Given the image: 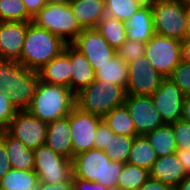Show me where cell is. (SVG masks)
I'll return each mask as SVG.
<instances>
[{"instance_id":"cell-1","label":"cell","mask_w":190,"mask_h":190,"mask_svg":"<svg viewBox=\"0 0 190 190\" xmlns=\"http://www.w3.org/2000/svg\"><path fill=\"white\" fill-rule=\"evenodd\" d=\"M75 106V94L70 88L39 80L27 110L48 124L69 115Z\"/></svg>"},{"instance_id":"cell-2","label":"cell","mask_w":190,"mask_h":190,"mask_svg":"<svg viewBox=\"0 0 190 190\" xmlns=\"http://www.w3.org/2000/svg\"><path fill=\"white\" fill-rule=\"evenodd\" d=\"M66 45L67 43L55 34L38 27L33 22H28L27 33L18 62L28 69L38 71L60 54Z\"/></svg>"},{"instance_id":"cell-3","label":"cell","mask_w":190,"mask_h":190,"mask_svg":"<svg viewBox=\"0 0 190 190\" xmlns=\"http://www.w3.org/2000/svg\"><path fill=\"white\" fill-rule=\"evenodd\" d=\"M73 177L98 182L107 188L117 187L124 163L111 161L103 150L90 149L72 159Z\"/></svg>"},{"instance_id":"cell-4","label":"cell","mask_w":190,"mask_h":190,"mask_svg":"<svg viewBox=\"0 0 190 190\" xmlns=\"http://www.w3.org/2000/svg\"><path fill=\"white\" fill-rule=\"evenodd\" d=\"M126 96L125 87L95 80L75 95V101L80 110L103 118L113 108L123 105Z\"/></svg>"},{"instance_id":"cell-5","label":"cell","mask_w":190,"mask_h":190,"mask_svg":"<svg viewBox=\"0 0 190 190\" xmlns=\"http://www.w3.org/2000/svg\"><path fill=\"white\" fill-rule=\"evenodd\" d=\"M155 34L183 41L187 28V0H151Z\"/></svg>"},{"instance_id":"cell-6","label":"cell","mask_w":190,"mask_h":190,"mask_svg":"<svg viewBox=\"0 0 190 190\" xmlns=\"http://www.w3.org/2000/svg\"><path fill=\"white\" fill-rule=\"evenodd\" d=\"M32 22L71 44L82 32L70 5L46 3L32 18Z\"/></svg>"},{"instance_id":"cell-7","label":"cell","mask_w":190,"mask_h":190,"mask_svg":"<svg viewBox=\"0 0 190 190\" xmlns=\"http://www.w3.org/2000/svg\"><path fill=\"white\" fill-rule=\"evenodd\" d=\"M34 171L40 183L53 184L72 181V159L55 153L46 144L33 149Z\"/></svg>"},{"instance_id":"cell-8","label":"cell","mask_w":190,"mask_h":190,"mask_svg":"<svg viewBox=\"0 0 190 190\" xmlns=\"http://www.w3.org/2000/svg\"><path fill=\"white\" fill-rule=\"evenodd\" d=\"M182 41L155 34L146 43L145 57L167 78L182 61Z\"/></svg>"},{"instance_id":"cell-9","label":"cell","mask_w":190,"mask_h":190,"mask_svg":"<svg viewBox=\"0 0 190 190\" xmlns=\"http://www.w3.org/2000/svg\"><path fill=\"white\" fill-rule=\"evenodd\" d=\"M73 157L79 153L94 149V139L96 138V130L102 117L84 112L75 106L68 115Z\"/></svg>"},{"instance_id":"cell-10","label":"cell","mask_w":190,"mask_h":190,"mask_svg":"<svg viewBox=\"0 0 190 190\" xmlns=\"http://www.w3.org/2000/svg\"><path fill=\"white\" fill-rule=\"evenodd\" d=\"M165 77L160 74L145 56L128 63L126 93L151 96L161 86Z\"/></svg>"},{"instance_id":"cell-11","label":"cell","mask_w":190,"mask_h":190,"mask_svg":"<svg viewBox=\"0 0 190 190\" xmlns=\"http://www.w3.org/2000/svg\"><path fill=\"white\" fill-rule=\"evenodd\" d=\"M71 45L87 58L94 71L117 55L96 28L83 29Z\"/></svg>"},{"instance_id":"cell-12","label":"cell","mask_w":190,"mask_h":190,"mask_svg":"<svg viewBox=\"0 0 190 190\" xmlns=\"http://www.w3.org/2000/svg\"><path fill=\"white\" fill-rule=\"evenodd\" d=\"M47 126L28 110H19L6 130L28 148L36 149L46 143Z\"/></svg>"},{"instance_id":"cell-13","label":"cell","mask_w":190,"mask_h":190,"mask_svg":"<svg viewBox=\"0 0 190 190\" xmlns=\"http://www.w3.org/2000/svg\"><path fill=\"white\" fill-rule=\"evenodd\" d=\"M125 104L138 135H145L164 125L151 96L127 94Z\"/></svg>"},{"instance_id":"cell-14","label":"cell","mask_w":190,"mask_h":190,"mask_svg":"<svg viewBox=\"0 0 190 190\" xmlns=\"http://www.w3.org/2000/svg\"><path fill=\"white\" fill-rule=\"evenodd\" d=\"M39 80L37 71L26 68L18 61L13 65V82L7 96L17 111L28 109Z\"/></svg>"},{"instance_id":"cell-15","label":"cell","mask_w":190,"mask_h":190,"mask_svg":"<svg viewBox=\"0 0 190 190\" xmlns=\"http://www.w3.org/2000/svg\"><path fill=\"white\" fill-rule=\"evenodd\" d=\"M184 94L169 78L162 81L160 88L151 95L164 124H173L181 119Z\"/></svg>"},{"instance_id":"cell-16","label":"cell","mask_w":190,"mask_h":190,"mask_svg":"<svg viewBox=\"0 0 190 190\" xmlns=\"http://www.w3.org/2000/svg\"><path fill=\"white\" fill-rule=\"evenodd\" d=\"M27 27L23 21L0 22V59L20 60Z\"/></svg>"},{"instance_id":"cell-17","label":"cell","mask_w":190,"mask_h":190,"mask_svg":"<svg viewBox=\"0 0 190 190\" xmlns=\"http://www.w3.org/2000/svg\"><path fill=\"white\" fill-rule=\"evenodd\" d=\"M41 81L65 86L70 88L71 81V62L69 58V44L54 59L45 64L38 71Z\"/></svg>"},{"instance_id":"cell-18","label":"cell","mask_w":190,"mask_h":190,"mask_svg":"<svg viewBox=\"0 0 190 190\" xmlns=\"http://www.w3.org/2000/svg\"><path fill=\"white\" fill-rule=\"evenodd\" d=\"M127 39L147 43L155 35L151 0L125 22Z\"/></svg>"},{"instance_id":"cell-19","label":"cell","mask_w":190,"mask_h":190,"mask_svg":"<svg viewBox=\"0 0 190 190\" xmlns=\"http://www.w3.org/2000/svg\"><path fill=\"white\" fill-rule=\"evenodd\" d=\"M71 130L68 115L59 118L47 126L46 145L55 153L73 159Z\"/></svg>"},{"instance_id":"cell-20","label":"cell","mask_w":190,"mask_h":190,"mask_svg":"<svg viewBox=\"0 0 190 190\" xmlns=\"http://www.w3.org/2000/svg\"><path fill=\"white\" fill-rule=\"evenodd\" d=\"M186 177L187 173L177 158L176 152L165 157H159L150 170V178L174 188Z\"/></svg>"},{"instance_id":"cell-21","label":"cell","mask_w":190,"mask_h":190,"mask_svg":"<svg viewBox=\"0 0 190 190\" xmlns=\"http://www.w3.org/2000/svg\"><path fill=\"white\" fill-rule=\"evenodd\" d=\"M69 58L72 71L70 89L76 95L95 81V71L87 58L71 44H69Z\"/></svg>"},{"instance_id":"cell-22","label":"cell","mask_w":190,"mask_h":190,"mask_svg":"<svg viewBox=\"0 0 190 190\" xmlns=\"http://www.w3.org/2000/svg\"><path fill=\"white\" fill-rule=\"evenodd\" d=\"M0 140L5 144L9 162L13 169L34 170L33 149L28 148L19 139L13 137L7 130H2Z\"/></svg>"},{"instance_id":"cell-23","label":"cell","mask_w":190,"mask_h":190,"mask_svg":"<svg viewBox=\"0 0 190 190\" xmlns=\"http://www.w3.org/2000/svg\"><path fill=\"white\" fill-rule=\"evenodd\" d=\"M69 5L82 29L96 28L106 16L104 0H73Z\"/></svg>"},{"instance_id":"cell-24","label":"cell","mask_w":190,"mask_h":190,"mask_svg":"<svg viewBox=\"0 0 190 190\" xmlns=\"http://www.w3.org/2000/svg\"><path fill=\"white\" fill-rule=\"evenodd\" d=\"M95 80H102L109 83L127 87L128 82V63L116 55L107 63L95 70Z\"/></svg>"},{"instance_id":"cell-25","label":"cell","mask_w":190,"mask_h":190,"mask_svg":"<svg viewBox=\"0 0 190 190\" xmlns=\"http://www.w3.org/2000/svg\"><path fill=\"white\" fill-rule=\"evenodd\" d=\"M156 151L157 157H165L177 151L172 124H164L145 134Z\"/></svg>"},{"instance_id":"cell-26","label":"cell","mask_w":190,"mask_h":190,"mask_svg":"<svg viewBox=\"0 0 190 190\" xmlns=\"http://www.w3.org/2000/svg\"><path fill=\"white\" fill-rule=\"evenodd\" d=\"M104 122L117 135L137 136L134 122L126 104L113 108L103 117Z\"/></svg>"},{"instance_id":"cell-27","label":"cell","mask_w":190,"mask_h":190,"mask_svg":"<svg viewBox=\"0 0 190 190\" xmlns=\"http://www.w3.org/2000/svg\"><path fill=\"white\" fill-rule=\"evenodd\" d=\"M157 159L156 151L153 149L146 136H135L128 163L150 171Z\"/></svg>"},{"instance_id":"cell-28","label":"cell","mask_w":190,"mask_h":190,"mask_svg":"<svg viewBox=\"0 0 190 190\" xmlns=\"http://www.w3.org/2000/svg\"><path fill=\"white\" fill-rule=\"evenodd\" d=\"M38 175L34 170L11 169L0 180V190H30L38 186Z\"/></svg>"},{"instance_id":"cell-29","label":"cell","mask_w":190,"mask_h":190,"mask_svg":"<svg viewBox=\"0 0 190 190\" xmlns=\"http://www.w3.org/2000/svg\"><path fill=\"white\" fill-rule=\"evenodd\" d=\"M96 29L109 45L116 50L127 40L125 23L114 17L106 15L100 20Z\"/></svg>"},{"instance_id":"cell-30","label":"cell","mask_w":190,"mask_h":190,"mask_svg":"<svg viewBox=\"0 0 190 190\" xmlns=\"http://www.w3.org/2000/svg\"><path fill=\"white\" fill-rule=\"evenodd\" d=\"M149 178V170L124 163L118 177L117 186L123 190H138Z\"/></svg>"},{"instance_id":"cell-31","label":"cell","mask_w":190,"mask_h":190,"mask_svg":"<svg viewBox=\"0 0 190 190\" xmlns=\"http://www.w3.org/2000/svg\"><path fill=\"white\" fill-rule=\"evenodd\" d=\"M105 15L125 22L138 11L147 0H104Z\"/></svg>"},{"instance_id":"cell-32","label":"cell","mask_w":190,"mask_h":190,"mask_svg":"<svg viewBox=\"0 0 190 190\" xmlns=\"http://www.w3.org/2000/svg\"><path fill=\"white\" fill-rule=\"evenodd\" d=\"M134 137L117 134L110 135V141L103 151L111 161L128 163Z\"/></svg>"},{"instance_id":"cell-33","label":"cell","mask_w":190,"mask_h":190,"mask_svg":"<svg viewBox=\"0 0 190 190\" xmlns=\"http://www.w3.org/2000/svg\"><path fill=\"white\" fill-rule=\"evenodd\" d=\"M32 18L23 0H0V22H32Z\"/></svg>"},{"instance_id":"cell-34","label":"cell","mask_w":190,"mask_h":190,"mask_svg":"<svg viewBox=\"0 0 190 190\" xmlns=\"http://www.w3.org/2000/svg\"><path fill=\"white\" fill-rule=\"evenodd\" d=\"M186 95H190V62L181 61L167 77Z\"/></svg>"},{"instance_id":"cell-35","label":"cell","mask_w":190,"mask_h":190,"mask_svg":"<svg viewBox=\"0 0 190 190\" xmlns=\"http://www.w3.org/2000/svg\"><path fill=\"white\" fill-rule=\"evenodd\" d=\"M146 43L127 39L118 49L117 55L126 63H130L139 57L145 56Z\"/></svg>"},{"instance_id":"cell-36","label":"cell","mask_w":190,"mask_h":190,"mask_svg":"<svg viewBox=\"0 0 190 190\" xmlns=\"http://www.w3.org/2000/svg\"><path fill=\"white\" fill-rule=\"evenodd\" d=\"M177 149L190 150V123L177 120L172 124Z\"/></svg>"},{"instance_id":"cell-37","label":"cell","mask_w":190,"mask_h":190,"mask_svg":"<svg viewBox=\"0 0 190 190\" xmlns=\"http://www.w3.org/2000/svg\"><path fill=\"white\" fill-rule=\"evenodd\" d=\"M17 113V109L10 103L7 94L0 91V129L6 130L11 120Z\"/></svg>"},{"instance_id":"cell-38","label":"cell","mask_w":190,"mask_h":190,"mask_svg":"<svg viewBox=\"0 0 190 190\" xmlns=\"http://www.w3.org/2000/svg\"><path fill=\"white\" fill-rule=\"evenodd\" d=\"M16 60L0 59V91L8 94L13 82V65Z\"/></svg>"},{"instance_id":"cell-39","label":"cell","mask_w":190,"mask_h":190,"mask_svg":"<svg viewBox=\"0 0 190 190\" xmlns=\"http://www.w3.org/2000/svg\"><path fill=\"white\" fill-rule=\"evenodd\" d=\"M110 135H114V132L110 127L102 120L96 130V138L94 139V149L104 150L110 141Z\"/></svg>"},{"instance_id":"cell-40","label":"cell","mask_w":190,"mask_h":190,"mask_svg":"<svg viewBox=\"0 0 190 190\" xmlns=\"http://www.w3.org/2000/svg\"><path fill=\"white\" fill-rule=\"evenodd\" d=\"M74 190H108L103 184L72 177Z\"/></svg>"},{"instance_id":"cell-41","label":"cell","mask_w":190,"mask_h":190,"mask_svg":"<svg viewBox=\"0 0 190 190\" xmlns=\"http://www.w3.org/2000/svg\"><path fill=\"white\" fill-rule=\"evenodd\" d=\"M9 156L5 144L0 140V180L11 170Z\"/></svg>"},{"instance_id":"cell-42","label":"cell","mask_w":190,"mask_h":190,"mask_svg":"<svg viewBox=\"0 0 190 190\" xmlns=\"http://www.w3.org/2000/svg\"><path fill=\"white\" fill-rule=\"evenodd\" d=\"M138 190H174V187L149 178Z\"/></svg>"},{"instance_id":"cell-43","label":"cell","mask_w":190,"mask_h":190,"mask_svg":"<svg viewBox=\"0 0 190 190\" xmlns=\"http://www.w3.org/2000/svg\"><path fill=\"white\" fill-rule=\"evenodd\" d=\"M40 190H74L72 181H64L61 183L47 184V183H38Z\"/></svg>"},{"instance_id":"cell-44","label":"cell","mask_w":190,"mask_h":190,"mask_svg":"<svg viewBox=\"0 0 190 190\" xmlns=\"http://www.w3.org/2000/svg\"><path fill=\"white\" fill-rule=\"evenodd\" d=\"M27 12L34 17L46 4L45 0H23Z\"/></svg>"},{"instance_id":"cell-45","label":"cell","mask_w":190,"mask_h":190,"mask_svg":"<svg viewBox=\"0 0 190 190\" xmlns=\"http://www.w3.org/2000/svg\"><path fill=\"white\" fill-rule=\"evenodd\" d=\"M177 158L184 166L187 176H190V150L187 149H177Z\"/></svg>"},{"instance_id":"cell-46","label":"cell","mask_w":190,"mask_h":190,"mask_svg":"<svg viewBox=\"0 0 190 190\" xmlns=\"http://www.w3.org/2000/svg\"><path fill=\"white\" fill-rule=\"evenodd\" d=\"M181 120L190 123V95L184 96L183 103H182Z\"/></svg>"},{"instance_id":"cell-47","label":"cell","mask_w":190,"mask_h":190,"mask_svg":"<svg viewBox=\"0 0 190 190\" xmlns=\"http://www.w3.org/2000/svg\"><path fill=\"white\" fill-rule=\"evenodd\" d=\"M181 55L182 61L190 62V40L182 41Z\"/></svg>"},{"instance_id":"cell-48","label":"cell","mask_w":190,"mask_h":190,"mask_svg":"<svg viewBox=\"0 0 190 190\" xmlns=\"http://www.w3.org/2000/svg\"><path fill=\"white\" fill-rule=\"evenodd\" d=\"M174 190H190V176L184 178Z\"/></svg>"},{"instance_id":"cell-49","label":"cell","mask_w":190,"mask_h":190,"mask_svg":"<svg viewBox=\"0 0 190 190\" xmlns=\"http://www.w3.org/2000/svg\"><path fill=\"white\" fill-rule=\"evenodd\" d=\"M184 40H190V0H187V28Z\"/></svg>"},{"instance_id":"cell-50","label":"cell","mask_w":190,"mask_h":190,"mask_svg":"<svg viewBox=\"0 0 190 190\" xmlns=\"http://www.w3.org/2000/svg\"><path fill=\"white\" fill-rule=\"evenodd\" d=\"M73 0H45L46 3L52 4H67L69 5Z\"/></svg>"},{"instance_id":"cell-51","label":"cell","mask_w":190,"mask_h":190,"mask_svg":"<svg viewBox=\"0 0 190 190\" xmlns=\"http://www.w3.org/2000/svg\"><path fill=\"white\" fill-rule=\"evenodd\" d=\"M108 190H123L121 187H113V188H108Z\"/></svg>"},{"instance_id":"cell-52","label":"cell","mask_w":190,"mask_h":190,"mask_svg":"<svg viewBox=\"0 0 190 190\" xmlns=\"http://www.w3.org/2000/svg\"><path fill=\"white\" fill-rule=\"evenodd\" d=\"M30 190H40V187H39V186H36L35 188L30 189Z\"/></svg>"}]
</instances>
